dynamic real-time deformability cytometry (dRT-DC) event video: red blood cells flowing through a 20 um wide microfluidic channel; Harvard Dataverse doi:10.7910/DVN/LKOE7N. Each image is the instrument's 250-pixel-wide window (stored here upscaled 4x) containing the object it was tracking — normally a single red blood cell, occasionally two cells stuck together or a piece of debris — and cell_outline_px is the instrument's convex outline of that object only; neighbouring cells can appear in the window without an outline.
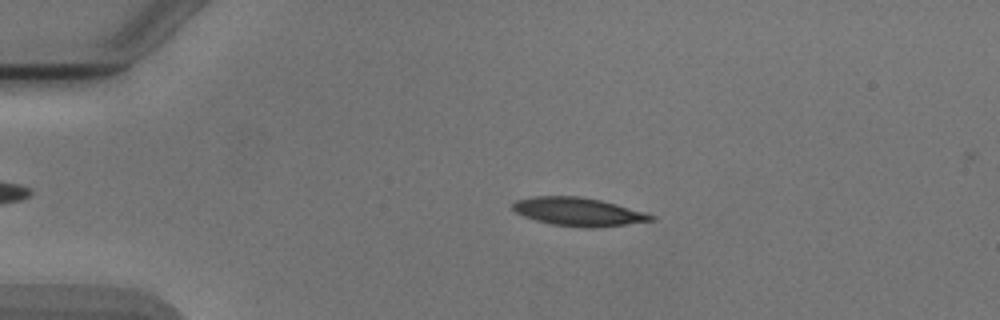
{"species": "Egyptian fruit bat (a non-hibernating species)", "species_latin": "Rousettus aegyptiacus", "temperature_condition": "cold", "stored_images_in_passage": 44, "camera_frame_rate_fps": 3000, "um_per_image_px": 0.085, "animal": {"sex": "male"}, "frame": {"image": 1, "passage_image": 3, "time_ms": 0.667, "image_size_px": [1000, 320], "cell_outline_px": [[656, 220], [592, 228], [580, 228], [552, 224], [536, 220], [524, 216], [516, 212], [512, 208], [512, 204], [516, 200], [536, 196], [580, 196], [600, 200], [616, 204], [656, 216]], "centroid_in_image_um": [49.14, 18.0], "position_along_channel_um": 35.9, "area_um2": 22.66}}
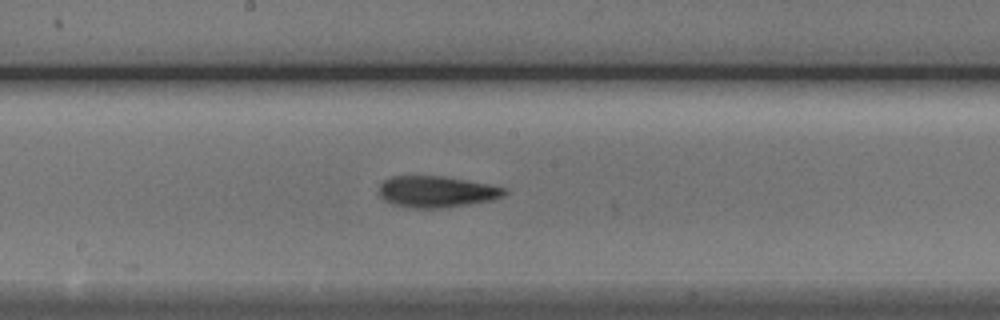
{"frame": {"image": 2, "passage_image": 20, "time_ms": 6.333, "image_size_px": [1000, 320], "cell_outline_px": [[508, 192], [504, 196], [492, 200], [468, 204], [440, 208], [408, 208], [392, 204], [384, 200], [380, 196], [380, 184], [384, 180], [392, 176], [444, 176], [504, 188]], "centroid_in_image_um": [37.06, 16.3], "position_along_channel_um": 211.1, "area_um2": 22.72}}
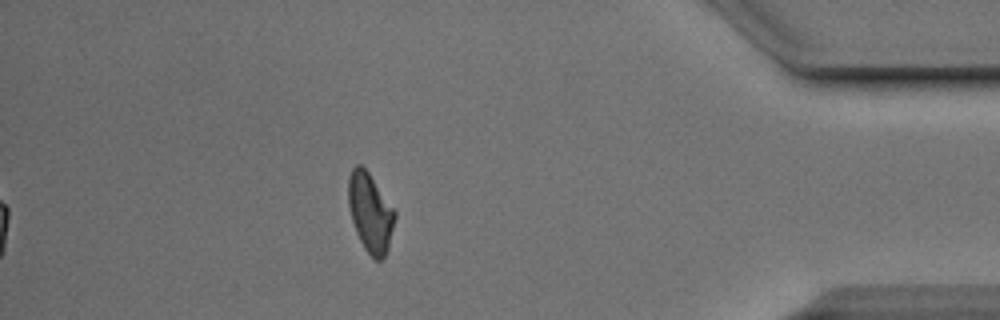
{"frame": {"image": 3, "passage_image": 38, "time_ms": 12.333, "image_size_px": [1000, 320], "cell_outline_px": [[396, 216], [388, 248], [384, 256], [380, 260], [376, 260], [364, 248], [356, 232], [352, 220], [348, 204], [348, 180], [352, 168], [356, 164], [360, 164], [368, 172], [396, 212]], "centroid_in_image_um": [31.46, 18.06], "position_along_channel_um": 403.7, "area_um2": 21.1}, "authors_computed_cell_mechanics": {"area_um2": 22.3108, "velocity_mm_per_s": 3.8944, "shape_relaxation_time_tau1_ms": 3.0505, "shape_relaxation_time_tau2_ms": 2.7811, "deformation_change_tau1": 0.1486, "deformation_change_tau2": 0.1108}}